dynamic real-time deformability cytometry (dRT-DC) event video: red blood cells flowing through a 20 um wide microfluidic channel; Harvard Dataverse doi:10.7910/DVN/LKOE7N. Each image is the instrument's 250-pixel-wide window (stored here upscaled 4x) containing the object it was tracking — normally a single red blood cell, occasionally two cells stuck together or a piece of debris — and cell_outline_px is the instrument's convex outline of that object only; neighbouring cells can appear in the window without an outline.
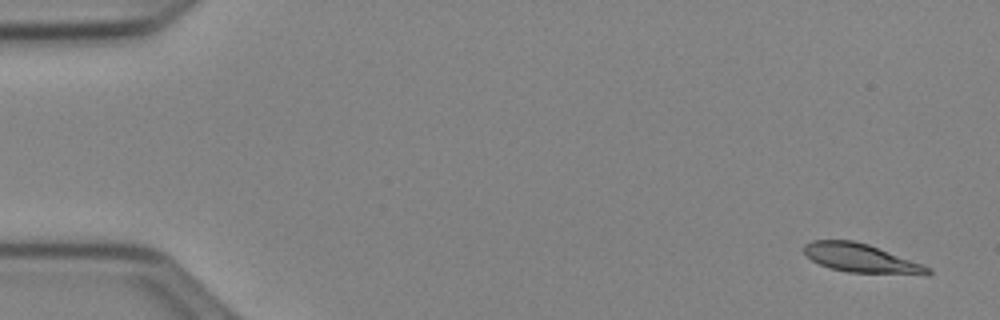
{"species": "Egyptian fruit bat (a non-hibernating species)", "species_latin": "Rousettus aegyptiacus", "temperature_condition": "cold", "stored_images_in_passage": 51, "camera_frame_rate_fps": 3000, "um_per_image_px": 0.085, "animal": {"sex": "female"}, "frame": {"image": 1, "passage_image": 1, "time_ms": 0.0, "image_size_px": [1000, 320], "cell_outline_px": [[932, 272], [928, 276], [848, 272], [832, 268], [820, 264], [812, 260], [804, 252], [804, 244], [812, 240], [852, 240], [868, 244], [924, 264], [932, 268]], "centroid_in_image_um": [73.29, 21.97], "position_along_channel_um": 11.7, "area_um2": 21.04}}
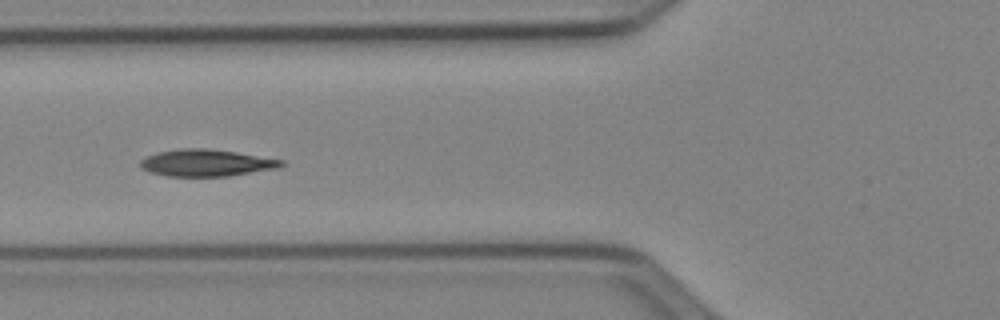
{"frame": {"image": 2, "passage_image": 19, "time_ms": 6.0, "image_size_px": [1000, 320], "cell_outline_px": [[288, 164], [280, 168], [228, 176], [168, 176], [152, 172], [140, 168], [140, 160], [148, 156], [160, 152], [184, 148], [204, 148], [236, 152], [284, 160]], "centroid_in_image_um": [17.61, 13.85], "position_along_channel_um": 108.2, "area_um2": 22.02}}
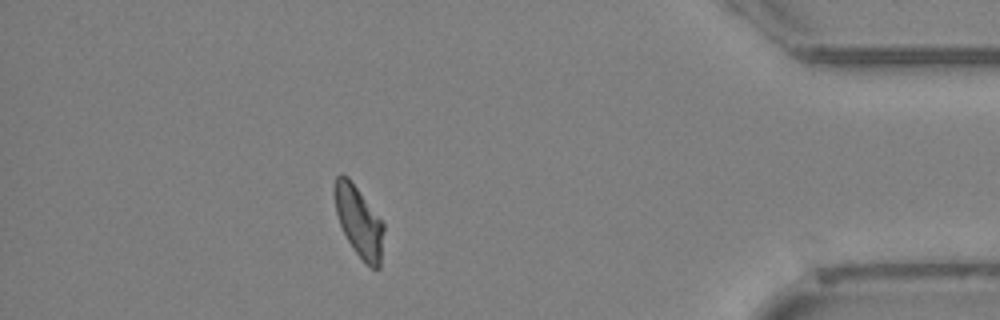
{"frame": {"image": 3, "passage_image": 45, "time_ms": 14.667, "image_size_px": [1000, 320], "cell_outline_px": [[384, 232], [380, 268], [372, 268], [352, 248], [340, 224], [336, 212], [332, 192], [336, 176], [340, 172], [348, 176], [384, 224]], "centroid_in_image_um": [30.48, 18.78], "position_along_channel_um": 404.7, "area_um2": 20.17}, "authors_computed_cell_mechanics": {"area_um2": 21.2704, "velocity_mm_per_s": 3.9019, "shape_relaxation_time_tau1_ms": 5.4357, "shape_relaxation_time_tau2_ms": 3.3931, "deformation_change_tau1": 0.137, "deformation_change_tau2": 0.0849}}